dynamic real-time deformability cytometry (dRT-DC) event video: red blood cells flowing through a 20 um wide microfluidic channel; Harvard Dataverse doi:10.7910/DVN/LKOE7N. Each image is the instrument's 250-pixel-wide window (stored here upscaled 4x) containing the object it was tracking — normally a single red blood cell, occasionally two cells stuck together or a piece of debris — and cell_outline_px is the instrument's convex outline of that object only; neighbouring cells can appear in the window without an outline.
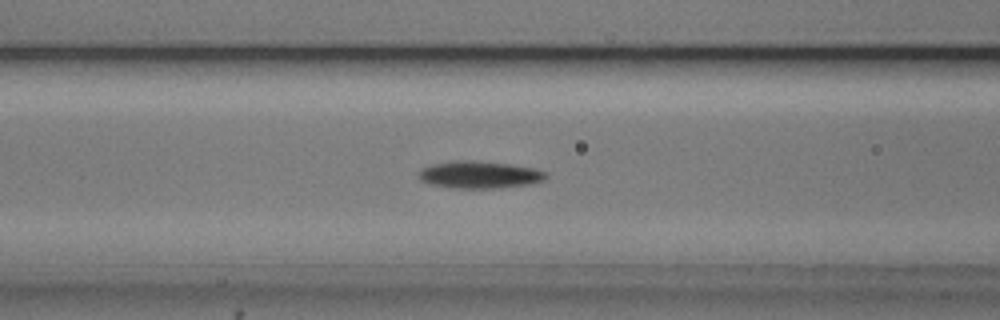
{"species": "common noctule bat (a hibernating species)", "species_latin": "Nyctalus noctula", "temperature_condition": "cold", "stored_images_in_passage": 54, "camera_frame_rate_fps": 3000, "um_per_image_px": 0.085, "animal": {"sex": "male", "body_mass_g": 20.5, "forearm_length_mm": 52.5}, "frame": {"image": 1, "passage_image": 22, "time_ms": 7.0, "image_size_px": [1000, 320], "cell_outline_px": [[548, 176], [544, 180], [532, 184], [500, 188], [456, 188], [432, 184], [420, 180], [416, 172], [420, 168], [432, 164], [452, 160], [472, 160], [512, 164], [536, 168], [548, 172]], "centroid_in_image_um": [40.78, 14.84], "position_along_channel_um": 125.8, "area_um2": 20.63}}
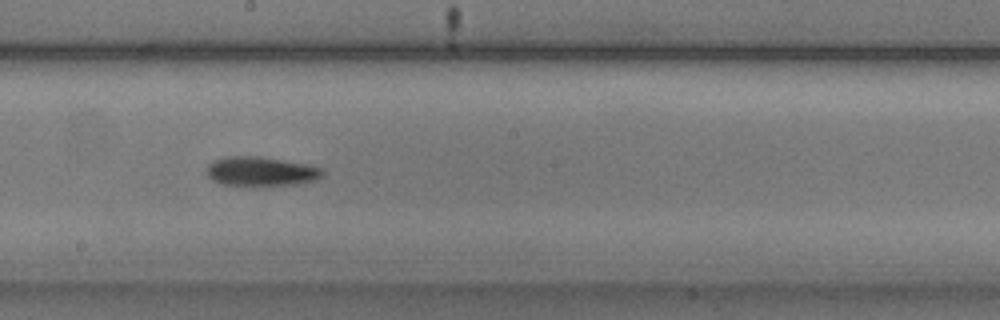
{"frame": {"image": 2, "passage_image": 30, "time_ms": 9.667, "image_size_px": [1000, 320], "cell_outline_px": [[324, 172], [316, 180], [296, 184], [264, 188], [252, 188], [220, 184], [212, 180], [208, 176], [208, 164], [224, 156], [260, 156], [304, 164], [324, 168]], "centroid_in_image_um": [22.16, 14.62], "position_along_channel_um": 226.0, "area_um2": 20.52}}
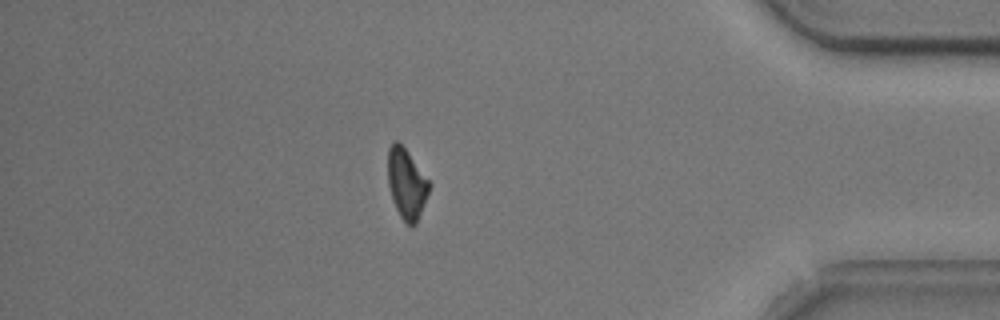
{"frame": {"image": 3, "passage_image": 47, "time_ms": 15.333, "image_size_px": [1000, 320], "cell_outline_px": [[432, 184], [416, 224], [408, 224], [400, 216], [392, 200], [388, 184], [388, 148], [392, 140], [396, 140], [408, 152]], "centroid_in_image_um": [34.55, 15.59], "position_along_channel_um": 400.6, "area_um2": 16.82}, "authors_computed_cell_mechanics": {"area_um2": 18.5538, "velocity_mm_per_s": 3.7574, "shape_relaxation_time_tau1_ms": 2.7119, "shape_relaxation_time_tau2_ms": null, "deformation_change_tau1": 0.1201, "deformation_change_tau2": null}}